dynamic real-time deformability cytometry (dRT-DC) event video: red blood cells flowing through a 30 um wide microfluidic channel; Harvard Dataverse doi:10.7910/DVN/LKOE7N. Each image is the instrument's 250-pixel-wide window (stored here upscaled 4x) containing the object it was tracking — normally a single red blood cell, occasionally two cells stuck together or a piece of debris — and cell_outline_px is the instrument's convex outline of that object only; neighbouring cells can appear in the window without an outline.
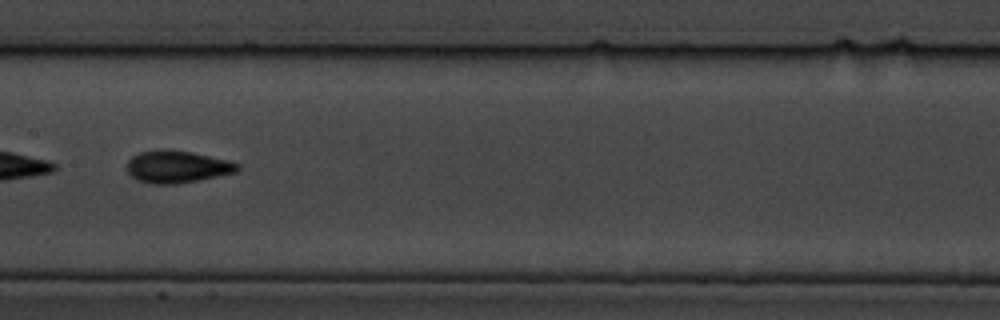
{"species": "common noctule bat (a hibernating species)", "species_latin": "Nyctalus noctula", "temperature_condition": "cold", "stored_images_in_passage": 54, "camera_frame_rate_fps": 3000, "um_per_image_px": 0.085, "animal": {"sex": "male", "body_mass_g": 19.5, "forearm_length_mm": 54.6}, "frame": {"image": 1, "passage_image": 25, "time_ms": 8.0, "image_size_px": [1000, 320], "cell_outline_px": [[240, 168], [236, 172], [200, 180], [176, 184], [152, 184], [136, 180], [128, 172], [128, 160], [132, 156], [140, 152], [164, 148], [192, 152], [228, 160], [240, 164]], "centroid_in_image_um": [15.06, 14.17], "position_along_channel_um": 192.3, "area_um2": 20.92}}
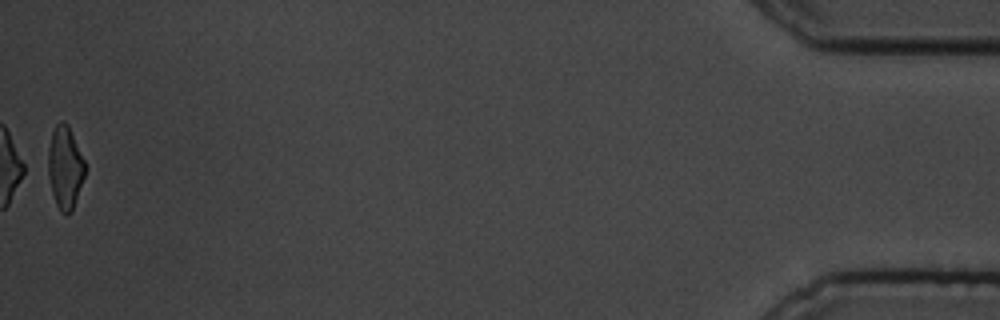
{"frame": {"image": 2, "passage_image": 54, "time_ms": 17.667, "image_size_px": [1000, 320], "cell_outline_px": [[84, 176], [72, 212], [60, 212], [56, 204], [52, 192], [48, 176], [48, 148], [52, 132], [56, 124], [60, 120], [64, 120], [68, 124], [84, 160]], "centroid_in_image_um": [5.51, 14.2], "position_along_channel_um": 429.7, "area_um2": 17.57}, "authors_computed_cell_mechanics": {"area_um2": 19.7387, "velocity_mm_per_s": 3.3902, "shape_relaxation_time_tau1_ms": 2.8064, "shape_relaxation_time_tau2_ms": 4.6876, "deformation_change_tau1": 0.1178, "deformation_change_tau2": 0.1058}}